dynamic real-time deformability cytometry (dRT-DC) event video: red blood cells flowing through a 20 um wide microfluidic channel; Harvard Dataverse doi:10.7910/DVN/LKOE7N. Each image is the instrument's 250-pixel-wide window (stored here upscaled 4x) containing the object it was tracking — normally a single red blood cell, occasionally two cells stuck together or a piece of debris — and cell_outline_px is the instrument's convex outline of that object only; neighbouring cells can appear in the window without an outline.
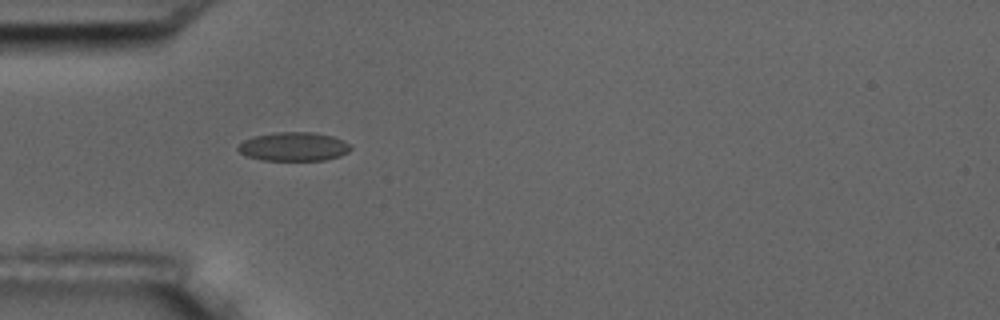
{"species": "common noctule bat (a hibernating species)", "species_latin": "Nyctalus noctula", "temperature_condition": "room temperature", "stored_images_in_passage": 1, "camera_frame_rate_fps": 3000, "um_per_image_px": 0.085, "animal": {"sex": "male", "body_mass_g": 17.5, "forearm_length_mm": 52.3}, "frame": {"image": 1, "passage_image": 1, "time_ms": 0.0, "image_size_px": [1000, 320], "cell_outline_px": [[352, 148], [348, 152], [340, 156], [324, 160], [260, 160], [248, 156], [240, 152], [236, 148], [244, 140], [252, 136], [272, 132], [316, 132], [332, 136], [344, 140]], "centroid_in_image_um": [24.96, 12.45], "position_along_channel_um": 60.0, "area_um2": 19.02}}